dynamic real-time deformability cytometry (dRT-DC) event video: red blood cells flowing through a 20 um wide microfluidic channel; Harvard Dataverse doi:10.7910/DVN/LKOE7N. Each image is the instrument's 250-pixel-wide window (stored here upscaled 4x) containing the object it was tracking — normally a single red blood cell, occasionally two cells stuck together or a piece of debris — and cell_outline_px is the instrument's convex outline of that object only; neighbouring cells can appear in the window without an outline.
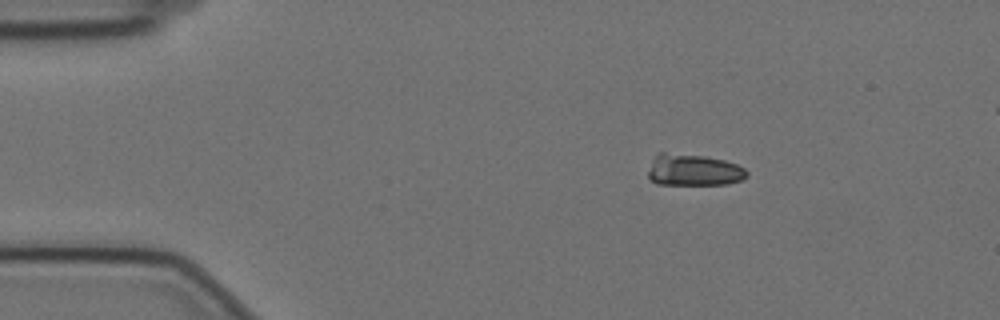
{"species": "Egyptian fruit bat (a non-hibernating species)", "species_latin": "Rousettus aegyptiacus", "temperature_condition": "cold", "stored_images_in_passage": 50, "segment_of_instrument_passage": [1, 2], "camera_frame_rate_fps": 3000, "um_per_image_px": 0.085, "animal": {"sex": "female"}, "frame": {"image": 1, "passage_image": 1, "time_ms": 0.0, "image_size_px": [1000, 320], "cell_outline_px": [[748, 176], [740, 180], [728, 184], [656, 184], [648, 176], [648, 172], [652, 160], [656, 152], [664, 152], [704, 156], [724, 160], [736, 164], [744, 168], [748, 172]], "centroid_in_image_um": [58.93, 14.44], "position_along_channel_um": 26.1, "area_um2": 18.21}}
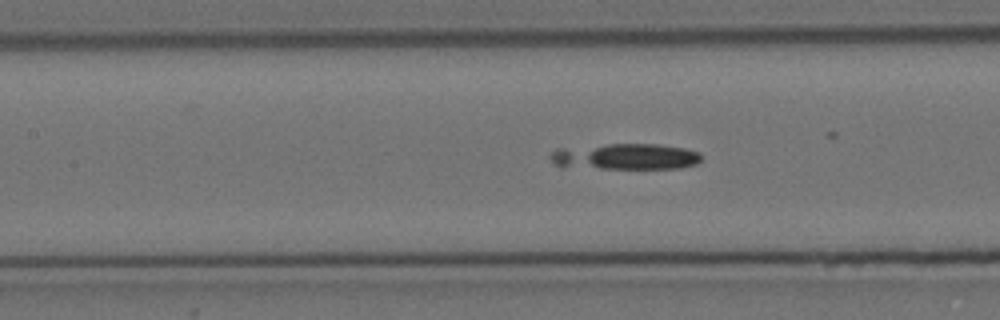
{"frame": {"image": 2, "passage_image": 17, "time_ms": 5.333, "image_size_px": [1000, 320], "cell_outline_px": [[700, 160], [696, 164], [680, 168], [560, 168], [548, 156], [556, 148], [608, 144], [660, 144], [684, 148], [700, 152]], "centroid_in_image_um": [53.1, 13.31], "position_along_channel_um": 154.3, "area_um2": 23.18}}
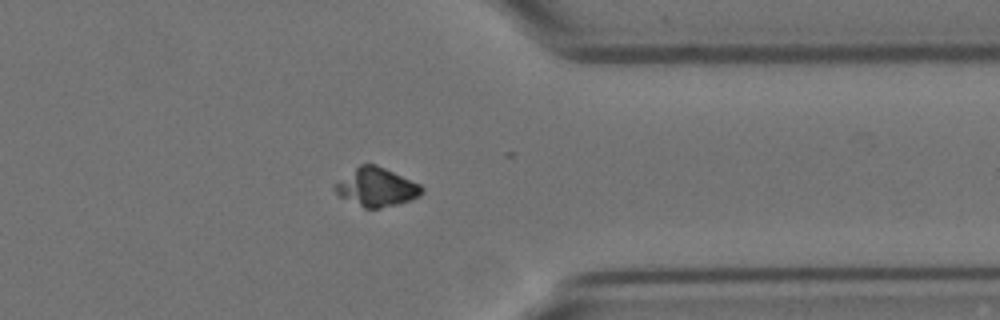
{"frame": {"image": 3, "passage_image": 37, "time_ms": 12.0, "image_size_px": [1000, 320], "cell_outline_px": [[424, 192], [420, 196], [396, 204], [380, 208], [364, 208], [340, 196], [332, 188], [332, 184], [360, 164], [376, 164], [420, 184], [424, 188]], "centroid_in_image_um": [31.97, 15.9], "position_along_channel_um": 379.4, "area_um2": 19.42}}